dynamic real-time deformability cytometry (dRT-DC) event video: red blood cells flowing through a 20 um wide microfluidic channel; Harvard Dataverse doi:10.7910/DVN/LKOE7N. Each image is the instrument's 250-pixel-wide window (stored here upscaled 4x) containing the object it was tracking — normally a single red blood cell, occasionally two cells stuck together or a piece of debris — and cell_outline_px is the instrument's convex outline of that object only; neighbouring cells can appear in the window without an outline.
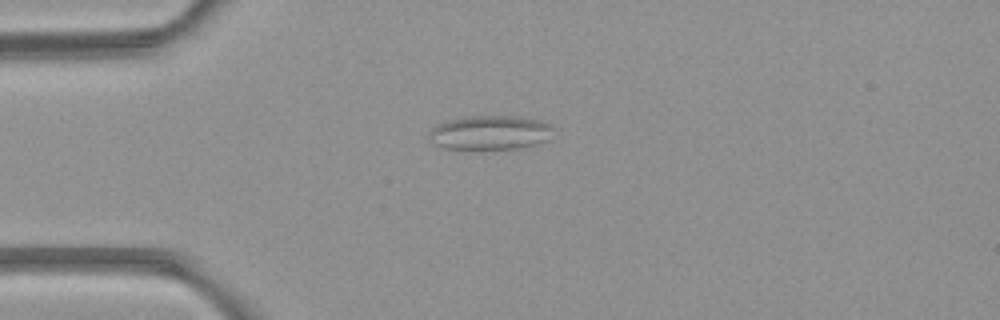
{"species": "common noctule bat (a hibernating species)", "species_latin": "Nyctalus noctula", "temperature_condition": "room temperature", "stored_images_in_passage": 6, "camera_frame_rate_fps": 3000, "um_per_image_px": 0.085, "animal": {"sex": "female", "body_mass_g": 21.9}, "frame": {"image": 1, "passage_image": 4, "time_ms": 3.667, "image_size_px": [1000, 320], "cell_outline_px": [[556, 128], [548, 140], [536, 144], [520, 148], [444, 148], [436, 144], [432, 132], [432, 128], [436, 124], [448, 120], [472, 116], [508, 116], [540, 120], [552, 124]], "centroid_in_image_um": [41.78, 11.25], "position_along_channel_um": 43.2, "area_um2": 24.28}}